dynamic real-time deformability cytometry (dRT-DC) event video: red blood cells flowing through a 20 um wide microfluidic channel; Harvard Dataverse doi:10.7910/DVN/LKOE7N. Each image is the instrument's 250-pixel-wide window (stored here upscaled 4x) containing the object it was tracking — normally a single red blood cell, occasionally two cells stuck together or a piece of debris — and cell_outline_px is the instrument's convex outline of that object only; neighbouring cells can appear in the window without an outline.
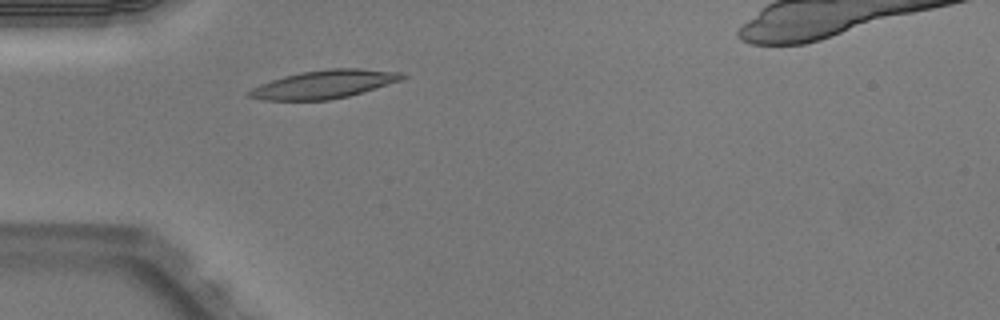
{"species": "Egyptian fruit bat (a non-hibernating species)", "species_latin": "Rousettus aegyptiacus", "temperature_condition": "warm", "stored_images_in_passage": 23, "camera_frame_rate_fps": 3000, "um_per_image_px": 0.085, "animal": {"sex": "male"}, "frame": {"image": 1, "passage_image": 1, "time_ms": 0.0, "image_size_px": [1000, 320], "cell_outline_px": [[408, 76], [400, 80], [348, 96], [328, 100], [260, 100], [248, 96], [248, 92], [252, 88], [260, 84], [284, 76], [300, 72], [332, 68], [360, 68], [404, 72]], "centroid_in_image_um": [27.55, 7.15], "position_along_channel_um": 57.4, "area_um2": 25.03}}
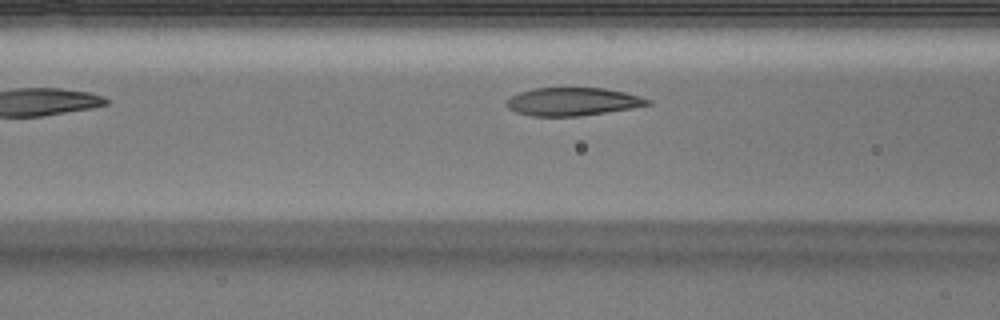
{"frame": {"image": 2, "passage_image": 6, "time_ms": 1.667, "image_size_px": [1000, 320], "cell_outline_px": [[652, 104], [632, 108], [580, 116], [532, 116], [516, 112], [508, 108], [504, 104], [512, 96], [520, 92], [536, 88], [604, 88], [624, 92], [640, 96], [652, 100]], "centroid_in_image_um": [48.7, 8.64], "position_along_channel_um": 117.9, "area_um2": 23.0}}
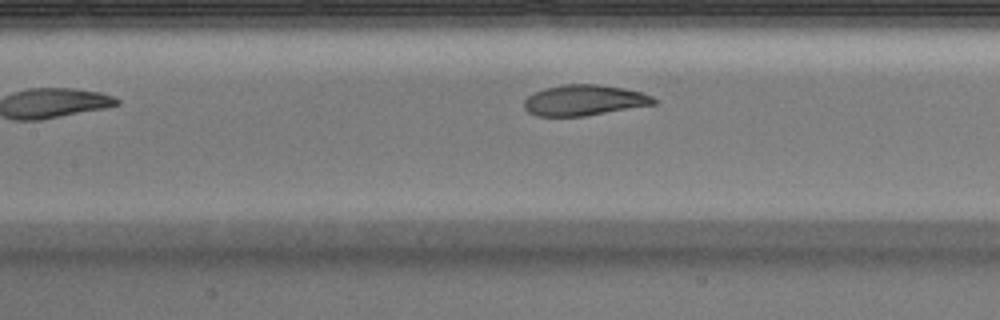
{"frame": {"image": 3, "passage_image": 9, "time_ms": 2.667, "image_size_px": [1000, 320], "cell_outline_px": [[660, 100], [656, 104], [584, 116], [536, 116], [528, 112], [524, 108], [524, 100], [528, 96], [544, 88], [564, 84], [596, 84], [624, 88], [640, 92], [652, 96]], "centroid_in_image_um": [49.67, 8.52], "position_along_channel_um": 157.7, "area_um2": 23.24}}